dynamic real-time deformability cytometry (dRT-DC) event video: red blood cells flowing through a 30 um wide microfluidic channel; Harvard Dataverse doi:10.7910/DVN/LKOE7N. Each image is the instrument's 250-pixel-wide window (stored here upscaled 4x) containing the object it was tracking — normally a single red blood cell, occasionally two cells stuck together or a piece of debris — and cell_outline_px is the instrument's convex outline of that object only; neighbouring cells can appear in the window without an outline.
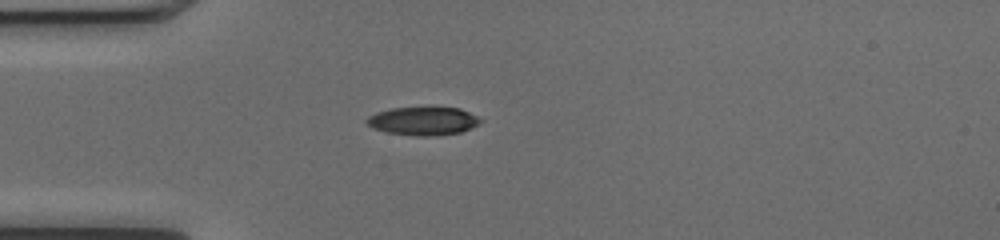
{"species": "common noctule bat (a hibernating species)", "species_latin": "Nyctalus noctula", "temperature_condition": "cold", "stored_images_in_passage": 38, "camera_frame_rate_fps": 3000, "um_per_image_px": 0.085, "animal": {"sex": "female", "body_mass_g": 17.0, "forearm_length_mm": 48.0}, "frame": {"image": 1, "passage_image": 1, "time_ms": 0.0, "image_size_px": [1000, 240], "cell_outline_px": [[484, 120], [480, 124], [472, 128], [460, 132], [436, 136], [416, 136], [384, 132], [372, 128], [364, 120], [368, 116], [376, 112], [392, 108], [432, 104], [460, 108]], "centroid_in_image_um": [35.98, 10.24], "position_along_channel_um": 49.0, "area_um2": 19.83}}
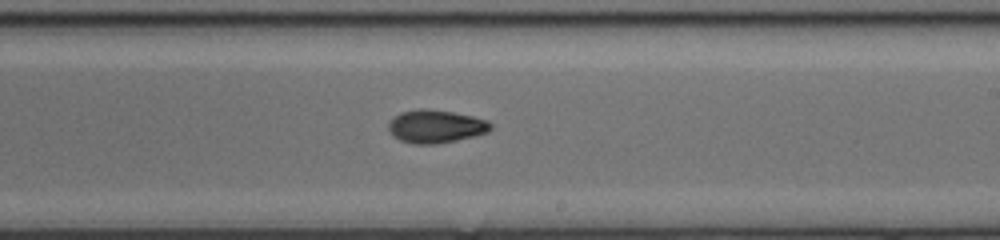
{"frame": {"image": 2, "passage_image": 17, "time_ms": 5.333, "image_size_px": [1000, 240], "cell_outline_px": [[492, 128], [488, 132], [456, 140], [432, 144], [412, 144], [400, 140], [388, 128], [388, 124], [400, 112], [416, 108], [424, 108], [452, 112], [472, 116], [488, 120], [492, 124]], "centroid_in_image_um": [37.05, 10.73], "position_along_channel_um": 251.9, "area_um2": 19.48}}
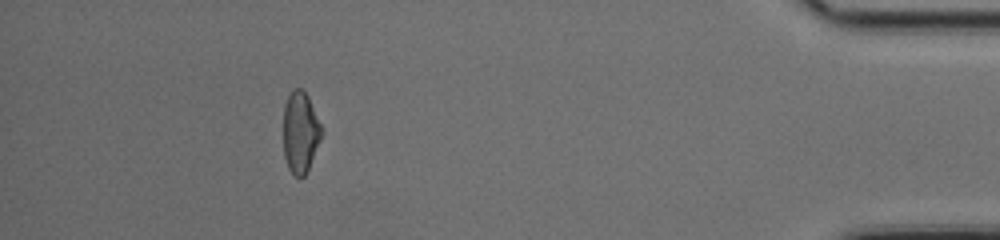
{"frame": {"image": 3, "passage_image": 33, "time_ms": 10.667, "image_size_px": [1000, 240], "cell_outline_px": [[324, 132], [308, 168], [304, 176], [296, 176], [288, 168], [284, 156], [284, 104], [292, 88], [300, 88], [308, 96]], "centroid_in_image_um": [25.53, 11.21], "position_along_channel_um": 409.7, "area_um2": 17.98}, "authors_computed_cell_mechanics": {"area_um2": 18.9584, "velocity_mm_per_s": 4.0489, "shape_relaxation_time_tau1_ms": 4.0951, "shape_relaxation_time_tau2_ms": 3.6281, "deformation_change_tau1": 0.1706, "deformation_change_tau2": 0.0812}}